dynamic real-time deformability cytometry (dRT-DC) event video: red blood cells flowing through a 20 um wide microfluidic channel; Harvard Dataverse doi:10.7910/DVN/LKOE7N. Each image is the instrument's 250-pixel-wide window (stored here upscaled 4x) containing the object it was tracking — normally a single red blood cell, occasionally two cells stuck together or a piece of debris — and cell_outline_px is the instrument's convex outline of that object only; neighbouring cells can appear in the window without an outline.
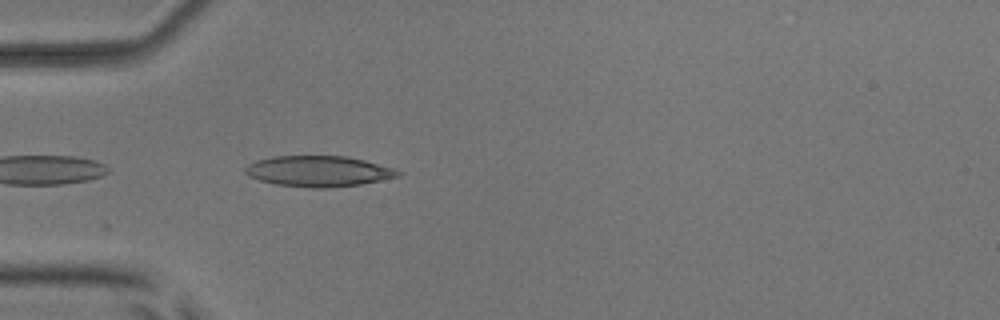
{"species": "common noctule bat (a hibernating species)", "species_latin": "Nyctalus noctula", "temperature_condition": "room temperature", "stored_images_in_passage": 6, "camera_frame_rate_fps": 3000, "um_per_image_px": 0.085, "animal": {"sex": "male", "body_mass_g": 17.9, "forearm_length_mm": 54.2}, "frame": {"image": 1, "passage_image": 2, "time_ms": 0.333, "image_size_px": [1000, 320], "cell_outline_px": [[400, 176], [360, 184], [328, 188], [312, 188], [276, 184], [260, 180], [248, 176], [244, 172], [244, 168], [248, 164], [256, 160], [272, 156], [344, 156], [364, 160], [392, 168], [400, 172]], "centroid_in_image_um": [27.02, 14.55], "position_along_channel_um": 58.0, "area_um2": 27.22}}